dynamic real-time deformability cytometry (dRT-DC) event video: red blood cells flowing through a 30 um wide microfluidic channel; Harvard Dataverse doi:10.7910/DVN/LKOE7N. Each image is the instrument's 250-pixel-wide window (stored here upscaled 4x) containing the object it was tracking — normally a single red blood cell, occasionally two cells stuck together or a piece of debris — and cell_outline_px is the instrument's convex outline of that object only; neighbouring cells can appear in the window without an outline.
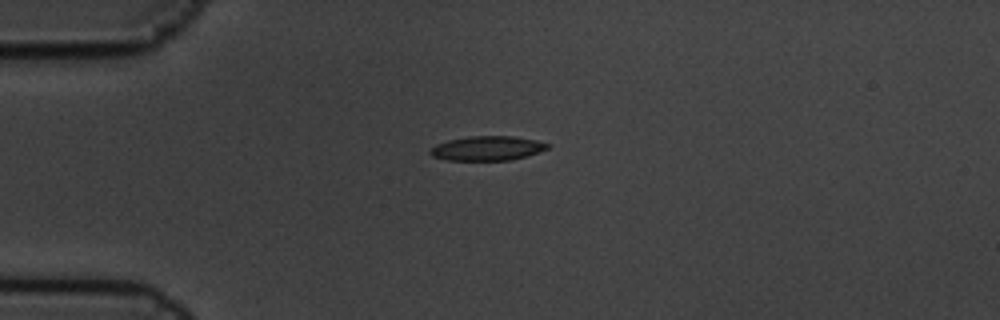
{"species": "common noctule bat (a hibernating species)", "species_latin": "Nyctalus noctula", "temperature_condition": "cold", "stored_images_in_passage": 7, "camera_frame_rate_fps": 3000, "um_per_image_px": 0.085, "animal": {"sex": "male", "body_mass_g": 19.5, "forearm_length_mm": 54.6}, "frame": {"image": 1, "passage_image": 7, "time_ms": 2.0, "image_size_px": [1000, 320], "cell_outline_px": [[548, 148], [540, 152], [512, 160], [448, 160], [432, 156], [428, 152], [436, 144], [448, 140], [472, 136], [512, 136], [536, 140], [548, 144]], "centroid_in_image_um": [41.41, 12.61], "position_along_channel_um": 43.6, "area_um2": 16.59}}